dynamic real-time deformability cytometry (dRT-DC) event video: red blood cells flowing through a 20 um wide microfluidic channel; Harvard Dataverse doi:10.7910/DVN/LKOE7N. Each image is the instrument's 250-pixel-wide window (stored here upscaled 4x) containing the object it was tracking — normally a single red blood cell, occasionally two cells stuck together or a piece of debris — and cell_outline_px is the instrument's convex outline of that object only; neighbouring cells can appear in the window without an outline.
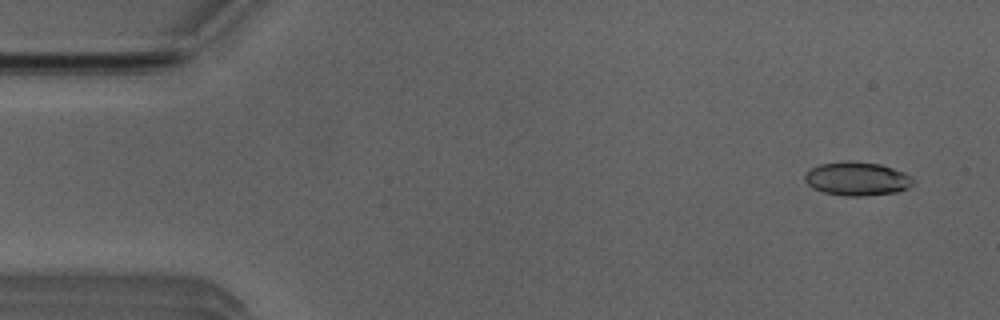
{"species": "Egyptian fruit bat (a non-hibernating species)", "species_latin": "Rousettus aegyptiacus", "temperature_condition": "room temperature", "stored_images_in_passage": 4, "camera_frame_rate_fps": 3000, "um_per_image_px": 0.085, "animal": {"sex": "male"}, "frame": {"image": 1, "passage_image": 1, "time_ms": 0.0, "image_size_px": [1000, 320], "cell_outline_px": [[912, 184], [908, 188], [896, 192], [864, 196], [844, 196], [824, 192], [812, 188], [804, 180], [804, 176], [812, 168], [820, 164], [844, 160], [852, 160], [880, 164], [904, 172], [912, 176]], "centroid_in_image_um": [72.84, 15.18], "position_along_channel_um": 12.2, "area_um2": 21.33}}